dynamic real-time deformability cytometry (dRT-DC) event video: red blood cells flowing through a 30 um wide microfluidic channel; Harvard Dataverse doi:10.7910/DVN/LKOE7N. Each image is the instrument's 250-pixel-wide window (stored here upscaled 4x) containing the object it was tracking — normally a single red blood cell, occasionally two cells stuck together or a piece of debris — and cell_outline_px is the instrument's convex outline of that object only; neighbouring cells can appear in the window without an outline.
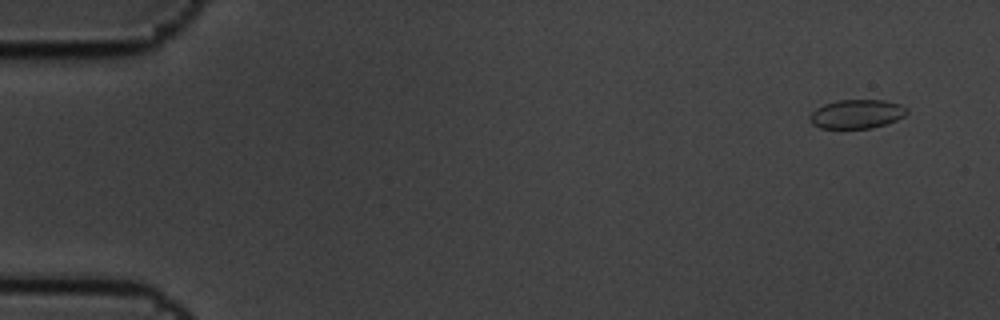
{"species": "common noctule bat (a hibernating species)", "species_latin": "Nyctalus noctula", "temperature_condition": "cold", "stored_images_in_passage": 7, "camera_frame_rate_fps": 3000, "um_per_image_px": 0.085, "animal": {"sex": "male", "body_mass_g": 19.5, "forearm_length_mm": 54.6}, "frame": {"image": 1, "passage_image": 7, "time_ms": 2.0, "image_size_px": [1000, 320], "cell_outline_px": [[908, 112], [904, 116], [888, 124], [872, 128], [820, 128], [812, 124], [808, 120], [808, 116], [816, 108], [824, 104], [836, 100], [884, 100], [900, 104], [908, 108]], "centroid_in_image_um": [72.82, 9.69], "position_along_channel_um": 12.2, "area_um2": 16.59}}